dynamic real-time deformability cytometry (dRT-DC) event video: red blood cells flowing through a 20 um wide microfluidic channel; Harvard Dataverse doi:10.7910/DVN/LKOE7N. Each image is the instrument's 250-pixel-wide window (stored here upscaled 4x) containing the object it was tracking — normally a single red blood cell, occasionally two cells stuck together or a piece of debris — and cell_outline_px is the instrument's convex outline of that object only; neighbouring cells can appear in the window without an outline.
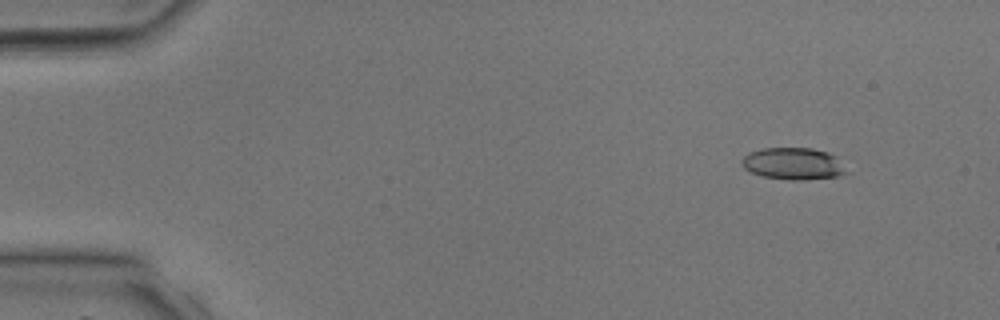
{"species": "common noctule bat (a hibernating species)", "species_latin": "Nyctalus noctula", "temperature_condition": "room temperature", "stored_images_in_passage": 40, "camera_frame_rate_fps": 3000, "um_per_image_px": 0.085, "animal": {"sex": "male", "body_mass_g": 17.9, "forearm_length_mm": 54.2}, "frame": {"image": 1, "passage_image": 4, "time_ms": 1.0, "image_size_px": [1000, 320], "cell_outline_px": [[852, 172], [836, 176], [804, 180], [788, 180], [760, 176], [744, 168], [740, 164], [740, 160], [748, 152], [764, 148], [812, 148], [828, 152], [836, 156]], "centroid_in_image_um": [67.45, 13.91], "position_along_channel_um": 17.5, "area_um2": 19.88}}
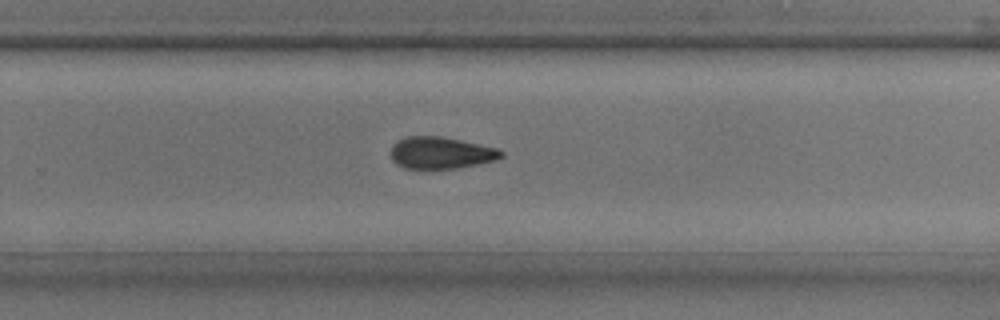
{"frame": {"image": 2, "passage_image": 26, "time_ms": 8.333, "image_size_px": [1000, 320], "cell_outline_px": [[504, 156], [496, 160], [456, 168], [404, 168], [396, 164], [392, 160], [392, 144], [408, 136], [440, 136], [460, 140], [496, 148], [504, 152]], "centroid_in_image_um": [37.47, 12.99], "position_along_channel_um": 292.3, "area_um2": 20.23}}
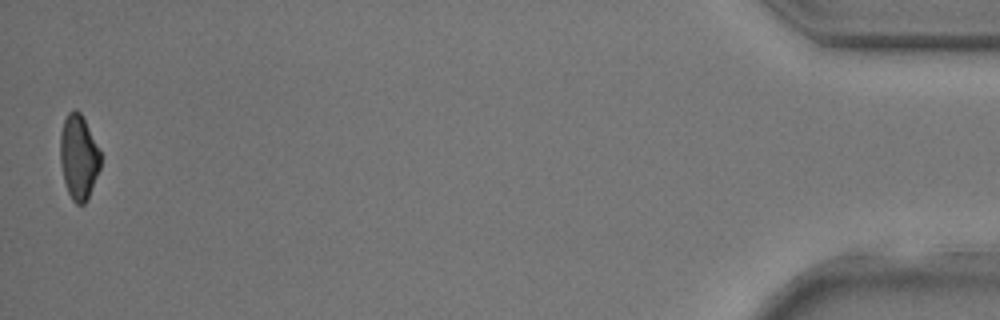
{"frame": {"image": 3, "passage_image": 39, "time_ms": 12.667, "image_size_px": [1000, 320], "cell_outline_px": [[100, 168], [88, 196], [84, 204], [76, 204], [72, 200], [68, 192], [64, 180], [60, 164], [60, 132], [64, 120], [68, 112], [76, 108], [80, 112], [100, 152]], "centroid_in_image_um": [6.66, 13.34], "position_along_channel_um": 428.5, "area_um2": 19.59}}